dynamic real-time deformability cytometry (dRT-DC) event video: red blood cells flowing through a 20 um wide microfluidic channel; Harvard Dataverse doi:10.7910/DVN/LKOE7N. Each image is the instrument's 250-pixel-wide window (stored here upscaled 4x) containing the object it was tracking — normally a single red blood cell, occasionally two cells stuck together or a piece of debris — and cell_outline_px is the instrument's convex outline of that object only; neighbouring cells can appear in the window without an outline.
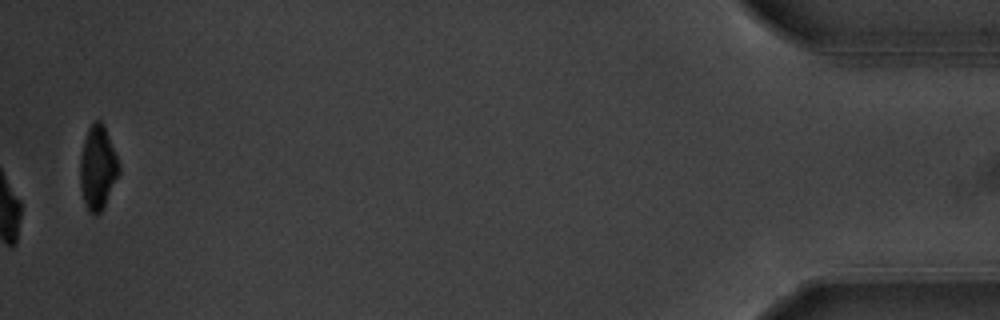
{"species": "common noctule bat (a hibernating species)", "species_latin": "Nyctalus noctula", "temperature_condition": "warm", "stored_images_in_passage": 42, "camera_frame_rate_fps": 3000, "um_per_image_px": 0.085, "animal": {"sex": "male", "body_mass_g": 20.1, "forearm_length_mm": 53.5}, "frame": {"image": 1, "passage_image": 42, "time_ms": 13.667, "image_size_px": [1000, 320], "cell_outline_px": [[120, 172], [104, 208], [100, 212], [88, 212], [84, 204], [80, 188], [80, 156], [84, 140], [88, 128], [96, 120], [100, 120], [104, 124], [120, 164]], "centroid_in_image_um": [8.31, 14.26], "position_along_channel_um": 426.9, "area_um2": 19.13}, "authors_computed_cell_mechanics": {"area_um2": 19.1029, "velocity_mm_per_s": 3.8068, "shape_relaxation_time_tau1_ms": 2.3294, "shape_relaxation_time_tau2_ms": null, "deformation_change_tau1": 0.1464, "deformation_change_tau2": null}}